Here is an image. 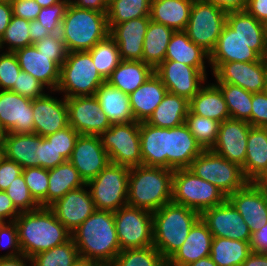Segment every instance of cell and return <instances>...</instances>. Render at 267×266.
Here are the masks:
<instances>
[{
    "label": "cell",
    "mask_w": 267,
    "mask_h": 266,
    "mask_svg": "<svg viewBox=\"0 0 267 266\" xmlns=\"http://www.w3.org/2000/svg\"><path fill=\"white\" fill-rule=\"evenodd\" d=\"M154 73L168 93L182 96L189 101L208 80L206 68H195L173 60H164L154 69Z\"/></svg>",
    "instance_id": "cell-13"
},
{
    "label": "cell",
    "mask_w": 267,
    "mask_h": 266,
    "mask_svg": "<svg viewBox=\"0 0 267 266\" xmlns=\"http://www.w3.org/2000/svg\"><path fill=\"white\" fill-rule=\"evenodd\" d=\"M20 213L6 192L0 191V219L3 222H12Z\"/></svg>",
    "instance_id": "cell-61"
},
{
    "label": "cell",
    "mask_w": 267,
    "mask_h": 266,
    "mask_svg": "<svg viewBox=\"0 0 267 266\" xmlns=\"http://www.w3.org/2000/svg\"><path fill=\"white\" fill-rule=\"evenodd\" d=\"M189 100L168 93L146 123L158 128H173L185 123L189 112Z\"/></svg>",
    "instance_id": "cell-37"
},
{
    "label": "cell",
    "mask_w": 267,
    "mask_h": 266,
    "mask_svg": "<svg viewBox=\"0 0 267 266\" xmlns=\"http://www.w3.org/2000/svg\"><path fill=\"white\" fill-rule=\"evenodd\" d=\"M261 57L236 34L227 23L224 25L214 50L209 55V66L213 72L220 64L226 62H253Z\"/></svg>",
    "instance_id": "cell-25"
},
{
    "label": "cell",
    "mask_w": 267,
    "mask_h": 266,
    "mask_svg": "<svg viewBox=\"0 0 267 266\" xmlns=\"http://www.w3.org/2000/svg\"><path fill=\"white\" fill-rule=\"evenodd\" d=\"M203 151L204 149L194 138L186 123L168 128V169L189 168L192 161Z\"/></svg>",
    "instance_id": "cell-26"
},
{
    "label": "cell",
    "mask_w": 267,
    "mask_h": 266,
    "mask_svg": "<svg viewBox=\"0 0 267 266\" xmlns=\"http://www.w3.org/2000/svg\"><path fill=\"white\" fill-rule=\"evenodd\" d=\"M106 80L94 66L88 51H73L60 67V80L56 93L61 97L94 96L98 88Z\"/></svg>",
    "instance_id": "cell-6"
},
{
    "label": "cell",
    "mask_w": 267,
    "mask_h": 266,
    "mask_svg": "<svg viewBox=\"0 0 267 266\" xmlns=\"http://www.w3.org/2000/svg\"><path fill=\"white\" fill-rule=\"evenodd\" d=\"M29 192L40 207H47L48 170L30 167L22 170Z\"/></svg>",
    "instance_id": "cell-49"
},
{
    "label": "cell",
    "mask_w": 267,
    "mask_h": 266,
    "mask_svg": "<svg viewBox=\"0 0 267 266\" xmlns=\"http://www.w3.org/2000/svg\"><path fill=\"white\" fill-rule=\"evenodd\" d=\"M151 0H113L107 10V23L119 24L131 19L150 17Z\"/></svg>",
    "instance_id": "cell-44"
},
{
    "label": "cell",
    "mask_w": 267,
    "mask_h": 266,
    "mask_svg": "<svg viewBox=\"0 0 267 266\" xmlns=\"http://www.w3.org/2000/svg\"><path fill=\"white\" fill-rule=\"evenodd\" d=\"M165 60L178 61L195 68H207L205 64H209V54L193 43L185 31H175L167 46Z\"/></svg>",
    "instance_id": "cell-36"
},
{
    "label": "cell",
    "mask_w": 267,
    "mask_h": 266,
    "mask_svg": "<svg viewBox=\"0 0 267 266\" xmlns=\"http://www.w3.org/2000/svg\"><path fill=\"white\" fill-rule=\"evenodd\" d=\"M110 266H166V260L154 247L121 250Z\"/></svg>",
    "instance_id": "cell-46"
},
{
    "label": "cell",
    "mask_w": 267,
    "mask_h": 266,
    "mask_svg": "<svg viewBox=\"0 0 267 266\" xmlns=\"http://www.w3.org/2000/svg\"><path fill=\"white\" fill-rule=\"evenodd\" d=\"M241 266H267V254L252 252Z\"/></svg>",
    "instance_id": "cell-69"
},
{
    "label": "cell",
    "mask_w": 267,
    "mask_h": 266,
    "mask_svg": "<svg viewBox=\"0 0 267 266\" xmlns=\"http://www.w3.org/2000/svg\"><path fill=\"white\" fill-rule=\"evenodd\" d=\"M69 4V0H62L52 6L43 7L36 20L47 28L50 34H57L60 32L61 23Z\"/></svg>",
    "instance_id": "cell-51"
},
{
    "label": "cell",
    "mask_w": 267,
    "mask_h": 266,
    "mask_svg": "<svg viewBox=\"0 0 267 266\" xmlns=\"http://www.w3.org/2000/svg\"><path fill=\"white\" fill-rule=\"evenodd\" d=\"M69 161L86 184L111 163L100 136L80 134Z\"/></svg>",
    "instance_id": "cell-17"
},
{
    "label": "cell",
    "mask_w": 267,
    "mask_h": 266,
    "mask_svg": "<svg viewBox=\"0 0 267 266\" xmlns=\"http://www.w3.org/2000/svg\"><path fill=\"white\" fill-rule=\"evenodd\" d=\"M205 2L214 4L218 8L228 12L245 11L248 0H203Z\"/></svg>",
    "instance_id": "cell-64"
},
{
    "label": "cell",
    "mask_w": 267,
    "mask_h": 266,
    "mask_svg": "<svg viewBox=\"0 0 267 266\" xmlns=\"http://www.w3.org/2000/svg\"><path fill=\"white\" fill-rule=\"evenodd\" d=\"M49 208L71 233L96 210L87 184L67 192Z\"/></svg>",
    "instance_id": "cell-19"
},
{
    "label": "cell",
    "mask_w": 267,
    "mask_h": 266,
    "mask_svg": "<svg viewBox=\"0 0 267 266\" xmlns=\"http://www.w3.org/2000/svg\"><path fill=\"white\" fill-rule=\"evenodd\" d=\"M14 53L22 71L31 74L47 88V91H56L60 80V66L51 56L39 52L34 44Z\"/></svg>",
    "instance_id": "cell-24"
},
{
    "label": "cell",
    "mask_w": 267,
    "mask_h": 266,
    "mask_svg": "<svg viewBox=\"0 0 267 266\" xmlns=\"http://www.w3.org/2000/svg\"><path fill=\"white\" fill-rule=\"evenodd\" d=\"M71 238L81 258L100 266H110L121 251L114 212L109 210H95L71 233Z\"/></svg>",
    "instance_id": "cell-1"
},
{
    "label": "cell",
    "mask_w": 267,
    "mask_h": 266,
    "mask_svg": "<svg viewBox=\"0 0 267 266\" xmlns=\"http://www.w3.org/2000/svg\"><path fill=\"white\" fill-rule=\"evenodd\" d=\"M78 136L79 133L76 132L70 125H68L63 129L46 136L45 138L52 142L53 146L65 160H69Z\"/></svg>",
    "instance_id": "cell-54"
},
{
    "label": "cell",
    "mask_w": 267,
    "mask_h": 266,
    "mask_svg": "<svg viewBox=\"0 0 267 266\" xmlns=\"http://www.w3.org/2000/svg\"><path fill=\"white\" fill-rule=\"evenodd\" d=\"M267 167V128L251 127L247 137L244 177L251 182Z\"/></svg>",
    "instance_id": "cell-39"
},
{
    "label": "cell",
    "mask_w": 267,
    "mask_h": 266,
    "mask_svg": "<svg viewBox=\"0 0 267 266\" xmlns=\"http://www.w3.org/2000/svg\"><path fill=\"white\" fill-rule=\"evenodd\" d=\"M71 4L81 9H92L107 13L109 3L107 0H69Z\"/></svg>",
    "instance_id": "cell-65"
},
{
    "label": "cell",
    "mask_w": 267,
    "mask_h": 266,
    "mask_svg": "<svg viewBox=\"0 0 267 266\" xmlns=\"http://www.w3.org/2000/svg\"><path fill=\"white\" fill-rule=\"evenodd\" d=\"M13 16L11 3L0 2V39L4 35L7 26Z\"/></svg>",
    "instance_id": "cell-66"
},
{
    "label": "cell",
    "mask_w": 267,
    "mask_h": 266,
    "mask_svg": "<svg viewBox=\"0 0 267 266\" xmlns=\"http://www.w3.org/2000/svg\"><path fill=\"white\" fill-rule=\"evenodd\" d=\"M20 71L15 53L0 50V90H10L16 83Z\"/></svg>",
    "instance_id": "cell-52"
},
{
    "label": "cell",
    "mask_w": 267,
    "mask_h": 266,
    "mask_svg": "<svg viewBox=\"0 0 267 266\" xmlns=\"http://www.w3.org/2000/svg\"><path fill=\"white\" fill-rule=\"evenodd\" d=\"M44 89L47 90V88L36 78H34L31 74L21 70L16 83L10 90L14 93H18L26 98L34 100L46 94L47 91Z\"/></svg>",
    "instance_id": "cell-55"
},
{
    "label": "cell",
    "mask_w": 267,
    "mask_h": 266,
    "mask_svg": "<svg viewBox=\"0 0 267 266\" xmlns=\"http://www.w3.org/2000/svg\"><path fill=\"white\" fill-rule=\"evenodd\" d=\"M189 169L203 180L219 188L228 197L243 188L249 181L242 167L232 163L210 149L204 150L191 163Z\"/></svg>",
    "instance_id": "cell-8"
},
{
    "label": "cell",
    "mask_w": 267,
    "mask_h": 266,
    "mask_svg": "<svg viewBox=\"0 0 267 266\" xmlns=\"http://www.w3.org/2000/svg\"><path fill=\"white\" fill-rule=\"evenodd\" d=\"M23 168L15 161L4 157L0 161V191H5L22 174Z\"/></svg>",
    "instance_id": "cell-60"
},
{
    "label": "cell",
    "mask_w": 267,
    "mask_h": 266,
    "mask_svg": "<svg viewBox=\"0 0 267 266\" xmlns=\"http://www.w3.org/2000/svg\"><path fill=\"white\" fill-rule=\"evenodd\" d=\"M99 101L101 110L111 124L135 122L131 110L130 97L107 81L103 82L94 95Z\"/></svg>",
    "instance_id": "cell-32"
},
{
    "label": "cell",
    "mask_w": 267,
    "mask_h": 266,
    "mask_svg": "<svg viewBox=\"0 0 267 266\" xmlns=\"http://www.w3.org/2000/svg\"><path fill=\"white\" fill-rule=\"evenodd\" d=\"M30 21L12 16L4 35L0 39V50L7 52H15L18 49L32 45L29 35Z\"/></svg>",
    "instance_id": "cell-48"
},
{
    "label": "cell",
    "mask_w": 267,
    "mask_h": 266,
    "mask_svg": "<svg viewBox=\"0 0 267 266\" xmlns=\"http://www.w3.org/2000/svg\"><path fill=\"white\" fill-rule=\"evenodd\" d=\"M251 253L250 242L213 237L210 258L217 266H241Z\"/></svg>",
    "instance_id": "cell-41"
},
{
    "label": "cell",
    "mask_w": 267,
    "mask_h": 266,
    "mask_svg": "<svg viewBox=\"0 0 267 266\" xmlns=\"http://www.w3.org/2000/svg\"><path fill=\"white\" fill-rule=\"evenodd\" d=\"M120 249L153 246V213L130 205L114 212Z\"/></svg>",
    "instance_id": "cell-11"
},
{
    "label": "cell",
    "mask_w": 267,
    "mask_h": 266,
    "mask_svg": "<svg viewBox=\"0 0 267 266\" xmlns=\"http://www.w3.org/2000/svg\"><path fill=\"white\" fill-rule=\"evenodd\" d=\"M88 52L97 71L105 80L122 61L118 45L110 35L97 42Z\"/></svg>",
    "instance_id": "cell-43"
},
{
    "label": "cell",
    "mask_w": 267,
    "mask_h": 266,
    "mask_svg": "<svg viewBox=\"0 0 267 266\" xmlns=\"http://www.w3.org/2000/svg\"><path fill=\"white\" fill-rule=\"evenodd\" d=\"M213 235L200 218L191 228L183 245L166 261V266H188L210 256Z\"/></svg>",
    "instance_id": "cell-27"
},
{
    "label": "cell",
    "mask_w": 267,
    "mask_h": 266,
    "mask_svg": "<svg viewBox=\"0 0 267 266\" xmlns=\"http://www.w3.org/2000/svg\"><path fill=\"white\" fill-rule=\"evenodd\" d=\"M34 45L39 52L51 56V59L60 67L64 63L68 54L65 43L59 33L50 34L42 40L35 42Z\"/></svg>",
    "instance_id": "cell-53"
},
{
    "label": "cell",
    "mask_w": 267,
    "mask_h": 266,
    "mask_svg": "<svg viewBox=\"0 0 267 266\" xmlns=\"http://www.w3.org/2000/svg\"><path fill=\"white\" fill-rule=\"evenodd\" d=\"M0 248H10L8 253L0 257H16L22 254L15 221L0 223Z\"/></svg>",
    "instance_id": "cell-56"
},
{
    "label": "cell",
    "mask_w": 267,
    "mask_h": 266,
    "mask_svg": "<svg viewBox=\"0 0 267 266\" xmlns=\"http://www.w3.org/2000/svg\"><path fill=\"white\" fill-rule=\"evenodd\" d=\"M265 77H266V83L263 92L267 95V58H265Z\"/></svg>",
    "instance_id": "cell-75"
},
{
    "label": "cell",
    "mask_w": 267,
    "mask_h": 266,
    "mask_svg": "<svg viewBox=\"0 0 267 266\" xmlns=\"http://www.w3.org/2000/svg\"><path fill=\"white\" fill-rule=\"evenodd\" d=\"M246 11L259 22H267V0H248Z\"/></svg>",
    "instance_id": "cell-62"
},
{
    "label": "cell",
    "mask_w": 267,
    "mask_h": 266,
    "mask_svg": "<svg viewBox=\"0 0 267 266\" xmlns=\"http://www.w3.org/2000/svg\"><path fill=\"white\" fill-rule=\"evenodd\" d=\"M150 17L131 19L119 24H108L109 35L117 43L124 61H142L144 36Z\"/></svg>",
    "instance_id": "cell-23"
},
{
    "label": "cell",
    "mask_w": 267,
    "mask_h": 266,
    "mask_svg": "<svg viewBox=\"0 0 267 266\" xmlns=\"http://www.w3.org/2000/svg\"><path fill=\"white\" fill-rule=\"evenodd\" d=\"M227 12L203 0H194L185 32L188 38L209 55L214 50Z\"/></svg>",
    "instance_id": "cell-10"
},
{
    "label": "cell",
    "mask_w": 267,
    "mask_h": 266,
    "mask_svg": "<svg viewBox=\"0 0 267 266\" xmlns=\"http://www.w3.org/2000/svg\"><path fill=\"white\" fill-rule=\"evenodd\" d=\"M72 266H100V265L96 262L80 257Z\"/></svg>",
    "instance_id": "cell-72"
},
{
    "label": "cell",
    "mask_w": 267,
    "mask_h": 266,
    "mask_svg": "<svg viewBox=\"0 0 267 266\" xmlns=\"http://www.w3.org/2000/svg\"><path fill=\"white\" fill-rule=\"evenodd\" d=\"M5 136H6V131L4 130V128L2 127L0 123V143L4 142Z\"/></svg>",
    "instance_id": "cell-74"
},
{
    "label": "cell",
    "mask_w": 267,
    "mask_h": 266,
    "mask_svg": "<svg viewBox=\"0 0 267 266\" xmlns=\"http://www.w3.org/2000/svg\"><path fill=\"white\" fill-rule=\"evenodd\" d=\"M200 218L213 237L251 242L252 233L248 225L228 199L218 206L204 210Z\"/></svg>",
    "instance_id": "cell-14"
},
{
    "label": "cell",
    "mask_w": 267,
    "mask_h": 266,
    "mask_svg": "<svg viewBox=\"0 0 267 266\" xmlns=\"http://www.w3.org/2000/svg\"><path fill=\"white\" fill-rule=\"evenodd\" d=\"M41 136L36 133L7 132L4 138V154L23 169L39 167V143Z\"/></svg>",
    "instance_id": "cell-31"
},
{
    "label": "cell",
    "mask_w": 267,
    "mask_h": 266,
    "mask_svg": "<svg viewBox=\"0 0 267 266\" xmlns=\"http://www.w3.org/2000/svg\"><path fill=\"white\" fill-rule=\"evenodd\" d=\"M211 74L215 83H230L250 93L263 92L266 83L265 58L253 62L222 63Z\"/></svg>",
    "instance_id": "cell-16"
},
{
    "label": "cell",
    "mask_w": 267,
    "mask_h": 266,
    "mask_svg": "<svg viewBox=\"0 0 267 266\" xmlns=\"http://www.w3.org/2000/svg\"><path fill=\"white\" fill-rule=\"evenodd\" d=\"M10 3L14 16L29 21L36 20L42 8L35 0H12Z\"/></svg>",
    "instance_id": "cell-59"
},
{
    "label": "cell",
    "mask_w": 267,
    "mask_h": 266,
    "mask_svg": "<svg viewBox=\"0 0 267 266\" xmlns=\"http://www.w3.org/2000/svg\"><path fill=\"white\" fill-rule=\"evenodd\" d=\"M227 199L240 213L252 234L267 223V192L252 182L230 194Z\"/></svg>",
    "instance_id": "cell-22"
},
{
    "label": "cell",
    "mask_w": 267,
    "mask_h": 266,
    "mask_svg": "<svg viewBox=\"0 0 267 266\" xmlns=\"http://www.w3.org/2000/svg\"><path fill=\"white\" fill-rule=\"evenodd\" d=\"M252 127L267 128V95L264 92L253 93Z\"/></svg>",
    "instance_id": "cell-58"
},
{
    "label": "cell",
    "mask_w": 267,
    "mask_h": 266,
    "mask_svg": "<svg viewBox=\"0 0 267 266\" xmlns=\"http://www.w3.org/2000/svg\"><path fill=\"white\" fill-rule=\"evenodd\" d=\"M264 25H265V33H266V38H267V22H265Z\"/></svg>",
    "instance_id": "cell-77"
},
{
    "label": "cell",
    "mask_w": 267,
    "mask_h": 266,
    "mask_svg": "<svg viewBox=\"0 0 267 266\" xmlns=\"http://www.w3.org/2000/svg\"><path fill=\"white\" fill-rule=\"evenodd\" d=\"M227 197L210 182L197 177L189 168L176 169L173 173L172 202L202 213L218 206Z\"/></svg>",
    "instance_id": "cell-7"
},
{
    "label": "cell",
    "mask_w": 267,
    "mask_h": 266,
    "mask_svg": "<svg viewBox=\"0 0 267 266\" xmlns=\"http://www.w3.org/2000/svg\"><path fill=\"white\" fill-rule=\"evenodd\" d=\"M167 92V88L160 78L153 73L149 79L129 95L135 121L146 122Z\"/></svg>",
    "instance_id": "cell-30"
},
{
    "label": "cell",
    "mask_w": 267,
    "mask_h": 266,
    "mask_svg": "<svg viewBox=\"0 0 267 266\" xmlns=\"http://www.w3.org/2000/svg\"><path fill=\"white\" fill-rule=\"evenodd\" d=\"M5 157V154H4V143L1 142L0 143V161Z\"/></svg>",
    "instance_id": "cell-76"
},
{
    "label": "cell",
    "mask_w": 267,
    "mask_h": 266,
    "mask_svg": "<svg viewBox=\"0 0 267 266\" xmlns=\"http://www.w3.org/2000/svg\"><path fill=\"white\" fill-rule=\"evenodd\" d=\"M173 173L164 167H130L127 204L153 213L171 202Z\"/></svg>",
    "instance_id": "cell-3"
},
{
    "label": "cell",
    "mask_w": 267,
    "mask_h": 266,
    "mask_svg": "<svg viewBox=\"0 0 267 266\" xmlns=\"http://www.w3.org/2000/svg\"><path fill=\"white\" fill-rule=\"evenodd\" d=\"M251 182L257 188L267 192V167L262 170Z\"/></svg>",
    "instance_id": "cell-70"
},
{
    "label": "cell",
    "mask_w": 267,
    "mask_h": 266,
    "mask_svg": "<svg viewBox=\"0 0 267 266\" xmlns=\"http://www.w3.org/2000/svg\"><path fill=\"white\" fill-rule=\"evenodd\" d=\"M194 0H151L150 20L174 31H185Z\"/></svg>",
    "instance_id": "cell-33"
},
{
    "label": "cell",
    "mask_w": 267,
    "mask_h": 266,
    "mask_svg": "<svg viewBox=\"0 0 267 266\" xmlns=\"http://www.w3.org/2000/svg\"><path fill=\"white\" fill-rule=\"evenodd\" d=\"M189 110L198 116L214 119L220 123L230 118L224 96L215 83H206L189 101Z\"/></svg>",
    "instance_id": "cell-34"
},
{
    "label": "cell",
    "mask_w": 267,
    "mask_h": 266,
    "mask_svg": "<svg viewBox=\"0 0 267 266\" xmlns=\"http://www.w3.org/2000/svg\"><path fill=\"white\" fill-rule=\"evenodd\" d=\"M30 40L34 44L35 42L42 40L46 36L50 35L47 28L43 27L38 20L30 21L29 24Z\"/></svg>",
    "instance_id": "cell-67"
},
{
    "label": "cell",
    "mask_w": 267,
    "mask_h": 266,
    "mask_svg": "<svg viewBox=\"0 0 267 266\" xmlns=\"http://www.w3.org/2000/svg\"><path fill=\"white\" fill-rule=\"evenodd\" d=\"M226 23L236 31L248 47L261 58H267V38L265 25L245 11L228 12Z\"/></svg>",
    "instance_id": "cell-28"
},
{
    "label": "cell",
    "mask_w": 267,
    "mask_h": 266,
    "mask_svg": "<svg viewBox=\"0 0 267 266\" xmlns=\"http://www.w3.org/2000/svg\"><path fill=\"white\" fill-rule=\"evenodd\" d=\"M0 266H33V262L32 258L21 254L16 257H0Z\"/></svg>",
    "instance_id": "cell-68"
},
{
    "label": "cell",
    "mask_w": 267,
    "mask_h": 266,
    "mask_svg": "<svg viewBox=\"0 0 267 266\" xmlns=\"http://www.w3.org/2000/svg\"><path fill=\"white\" fill-rule=\"evenodd\" d=\"M12 0H0V2H8L10 3Z\"/></svg>",
    "instance_id": "cell-78"
},
{
    "label": "cell",
    "mask_w": 267,
    "mask_h": 266,
    "mask_svg": "<svg viewBox=\"0 0 267 266\" xmlns=\"http://www.w3.org/2000/svg\"><path fill=\"white\" fill-rule=\"evenodd\" d=\"M250 246L252 252L267 254V223L252 234Z\"/></svg>",
    "instance_id": "cell-63"
},
{
    "label": "cell",
    "mask_w": 267,
    "mask_h": 266,
    "mask_svg": "<svg viewBox=\"0 0 267 266\" xmlns=\"http://www.w3.org/2000/svg\"><path fill=\"white\" fill-rule=\"evenodd\" d=\"M107 13L69 4L61 23L60 36L69 52L88 51L109 35Z\"/></svg>",
    "instance_id": "cell-5"
},
{
    "label": "cell",
    "mask_w": 267,
    "mask_h": 266,
    "mask_svg": "<svg viewBox=\"0 0 267 266\" xmlns=\"http://www.w3.org/2000/svg\"><path fill=\"white\" fill-rule=\"evenodd\" d=\"M74 240L53 247L32 257L33 266H72L79 259Z\"/></svg>",
    "instance_id": "cell-45"
},
{
    "label": "cell",
    "mask_w": 267,
    "mask_h": 266,
    "mask_svg": "<svg viewBox=\"0 0 267 266\" xmlns=\"http://www.w3.org/2000/svg\"><path fill=\"white\" fill-rule=\"evenodd\" d=\"M130 167L110 163L87 183L96 210L117 211L127 205Z\"/></svg>",
    "instance_id": "cell-9"
},
{
    "label": "cell",
    "mask_w": 267,
    "mask_h": 266,
    "mask_svg": "<svg viewBox=\"0 0 267 266\" xmlns=\"http://www.w3.org/2000/svg\"><path fill=\"white\" fill-rule=\"evenodd\" d=\"M142 165L167 168L168 128L139 123Z\"/></svg>",
    "instance_id": "cell-29"
},
{
    "label": "cell",
    "mask_w": 267,
    "mask_h": 266,
    "mask_svg": "<svg viewBox=\"0 0 267 266\" xmlns=\"http://www.w3.org/2000/svg\"><path fill=\"white\" fill-rule=\"evenodd\" d=\"M65 161L52 142L45 137H41V142L39 143V167L49 170Z\"/></svg>",
    "instance_id": "cell-57"
},
{
    "label": "cell",
    "mask_w": 267,
    "mask_h": 266,
    "mask_svg": "<svg viewBox=\"0 0 267 266\" xmlns=\"http://www.w3.org/2000/svg\"><path fill=\"white\" fill-rule=\"evenodd\" d=\"M47 207L67 192L85 186L78 170L69 160L48 170Z\"/></svg>",
    "instance_id": "cell-38"
},
{
    "label": "cell",
    "mask_w": 267,
    "mask_h": 266,
    "mask_svg": "<svg viewBox=\"0 0 267 266\" xmlns=\"http://www.w3.org/2000/svg\"><path fill=\"white\" fill-rule=\"evenodd\" d=\"M100 139L112 164L128 167L142 165L139 122L111 124Z\"/></svg>",
    "instance_id": "cell-12"
},
{
    "label": "cell",
    "mask_w": 267,
    "mask_h": 266,
    "mask_svg": "<svg viewBox=\"0 0 267 266\" xmlns=\"http://www.w3.org/2000/svg\"><path fill=\"white\" fill-rule=\"evenodd\" d=\"M251 127L247 121L226 119L220 123L216 142L210 150L243 167L246 158L247 137Z\"/></svg>",
    "instance_id": "cell-18"
},
{
    "label": "cell",
    "mask_w": 267,
    "mask_h": 266,
    "mask_svg": "<svg viewBox=\"0 0 267 266\" xmlns=\"http://www.w3.org/2000/svg\"><path fill=\"white\" fill-rule=\"evenodd\" d=\"M48 91L44 96L32 100L34 117V133L46 137L69 125L66 98L50 95Z\"/></svg>",
    "instance_id": "cell-21"
},
{
    "label": "cell",
    "mask_w": 267,
    "mask_h": 266,
    "mask_svg": "<svg viewBox=\"0 0 267 266\" xmlns=\"http://www.w3.org/2000/svg\"><path fill=\"white\" fill-rule=\"evenodd\" d=\"M5 192L20 212L32 211L40 207L31 196L23 174L15 178V181L9 185Z\"/></svg>",
    "instance_id": "cell-50"
},
{
    "label": "cell",
    "mask_w": 267,
    "mask_h": 266,
    "mask_svg": "<svg viewBox=\"0 0 267 266\" xmlns=\"http://www.w3.org/2000/svg\"><path fill=\"white\" fill-rule=\"evenodd\" d=\"M69 125L80 135H98L111 127L95 96L66 98Z\"/></svg>",
    "instance_id": "cell-15"
},
{
    "label": "cell",
    "mask_w": 267,
    "mask_h": 266,
    "mask_svg": "<svg viewBox=\"0 0 267 266\" xmlns=\"http://www.w3.org/2000/svg\"><path fill=\"white\" fill-rule=\"evenodd\" d=\"M0 123L6 133H34L32 100L11 90H0Z\"/></svg>",
    "instance_id": "cell-20"
},
{
    "label": "cell",
    "mask_w": 267,
    "mask_h": 266,
    "mask_svg": "<svg viewBox=\"0 0 267 266\" xmlns=\"http://www.w3.org/2000/svg\"><path fill=\"white\" fill-rule=\"evenodd\" d=\"M188 266H217V264L208 256L192 262Z\"/></svg>",
    "instance_id": "cell-71"
},
{
    "label": "cell",
    "mask_w": 267,
    "mask_h": 266,
    "mask_svg": "<svg viewBox=\"0 0 267 266\" xmlns=\"http://www.w3.org/2000/svg\"><path fill=\"white\" fill-rule=\"evenodd\" d=\"M200 213L172 201L153 212V246L167 261L186 240Z\"/></svg>",
    "instance_id": "cell-4"
},
{
    "label": "cell",
    "mask_w": 267,
    "mask_h": 266,
    "mask_svg": "<svg viewBox=\"0 0 267 266\" xmlns=\"http://www.w3.org/2000/svg\"><path fill=\"white\" fill-rule=\"evenodd\" d=\"M221 90L230 118L247 121L252 126L253 93L230 83H215Z\"/></svg>",
    "instance_id": "cell-42"
},
{
    "label": "cell",
    "mask_w": 267,
    "mask_h": 266,
    "mask_svg": "<svg viewBox=\"0 0 267 266\" xmlns=\"http://www.w3.org/2000/svg\"><path fill=\"white\" fill-rule=\"evenodd\" d=\"M14 221L22 254L30 258L71 239V232L49 207L21 212Z\"/></svg>",
    "instance_id": "cell-2"
},
{
    "label": "cell",
    "mask_w": 267,
    "mask_h": 266,
    "mask_svg": "<svg viewBox=\"0 0 267 266\" xmlns=\"http://www.w3.org/2000/svg\"><path fill=\"white\" fill-rule=\"evenodd\" d=\"M174 32L173 29L150 20L144 36L142 61L154 69L162 63Z\"/></svg>",
    "instance_id": "cell-40"
},
{
    "label": "cell",
    "mask_w": 267,
    "mask_h": 266,
    "mask_svg": "<svg viewBox=\"0 0 267 266\" xmlns=\"http://www.w3.org/2000/svg\"><path fill=\"white\" fill-rule=\"evenodd\" d=\"M185 123L204 150L213 147L218 136L220 122L198 116L189 110Z\"/></svg>",
    "instance_id": "cell-47"
},
{
    "label": "cell",
    "mask_w": 267,
    "mask_h": 266,
    "mask_svg": "<svg viewBox=\"0 0 267 266\" xmlns=\"http://www.w3.org/2000/svg\"><path fill=\"white\" fill-rule=\"evenodd\" d=\"M42 8L49 7L61 2L62 0H35Z\"/></svg>",
    "instance_id": "cell-73"
},
{
    "label": "cell",
    "mask_w": 267,
    "mask_h": 266,
    "mask_svg": "<svg viewBox=\"0 0 267 266\" xmlns=\"http://www.w3.org/2000/svg\"><path fill=\"white\" fill-rule=\"evenodd\" d=\"M154 73V68L143 61L122 60L106 81L125 92L133 93Z\"/></svg>",
    "instance_id": "cell-35"
}]
</instances>
